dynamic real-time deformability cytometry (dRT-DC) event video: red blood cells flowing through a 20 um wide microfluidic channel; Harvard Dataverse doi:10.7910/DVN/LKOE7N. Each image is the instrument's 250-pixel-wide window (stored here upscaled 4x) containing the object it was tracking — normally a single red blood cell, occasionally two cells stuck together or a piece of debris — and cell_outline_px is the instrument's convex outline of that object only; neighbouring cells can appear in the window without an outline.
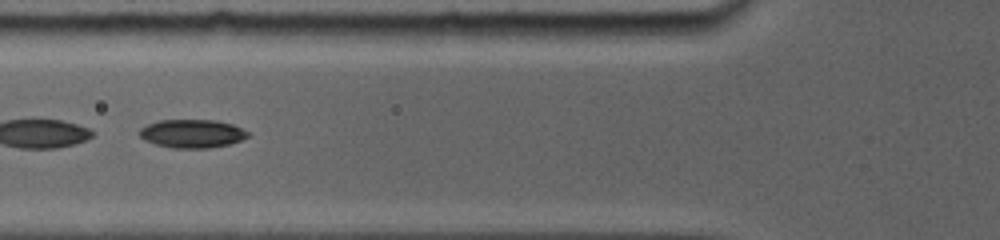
{"species": "common noctule bat (a hibernating species)", "species_latin": "Nyctalus noctula", "temperature_condition": "room temperature", "stored_images_in_passage": 29, "camera_frame_rate_fps": 5000, "um_per_image_px": 0.085, "animal": {"sex": "female", "body_mass_g": 19.0, "forearm_length_mm": 56.7}, "frame": {"image": 1, "passage_image": 5, "time_ms": 1.4, "image_size_px": [1000, 240], "cell_outline_px": [[248, 136], [240, 140], [228, 144], [212, 148], [172, 148], [156, 144], [144, 140], [136, 132], [140, 128], [148, 124], [160, 120], [216, 120], [232, 124], [248, 132]], "centroid_in_image_um": [16.28, 11.36], "position_along_channel_um": 109.5, "area_um2": 17.92}, "authors_computed_cell_mechanics": {"area_um2": 17.7446, "velocity_mm_per_s": 3.8816, "shape_relaxation_time_tau1_ms": 7.9597, "shape_relaxation_time_tau2_ms": null, "deformation_change_tau1": 0.1986, "deformation_change_tau2": null}}